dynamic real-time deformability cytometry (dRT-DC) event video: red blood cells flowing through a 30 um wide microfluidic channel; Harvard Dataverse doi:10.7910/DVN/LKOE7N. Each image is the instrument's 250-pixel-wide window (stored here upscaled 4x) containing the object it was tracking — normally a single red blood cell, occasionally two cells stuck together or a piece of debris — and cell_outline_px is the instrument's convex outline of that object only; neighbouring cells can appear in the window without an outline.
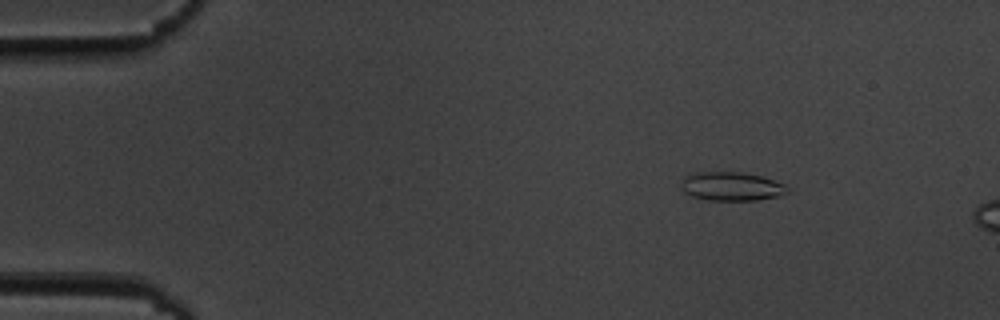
{"species": "common noctule bat (a hibernating species)", "species_latin": "Nyctalus noctula", "temperature_condition": "cold", "stored_images_in_passage": 13, "camera_frame_rate_fps": 3000, "um_per_image_px": 0.085, "animal": {"sex": "male", "body_mass_g": 19.5, "forearm_length_mm": 54.6}, "frame": {"image": 1, "passage_image": 8, "time_ms": 2.333, "image_size_px": [1000, 320], "cell_outline_px": [[788, 192], [780, 196], [756, 200], [708, 200], [692, 196], [684, 192], [680, 188], [680, 184], [684, 176], [688, 172], [740, 172], [760, 176], [784, 184], [788, 188]], "centroid_in_image_um": [62.11, 15.84], "position_along_channel_um": 22.9, "area_um2": 17.92}}